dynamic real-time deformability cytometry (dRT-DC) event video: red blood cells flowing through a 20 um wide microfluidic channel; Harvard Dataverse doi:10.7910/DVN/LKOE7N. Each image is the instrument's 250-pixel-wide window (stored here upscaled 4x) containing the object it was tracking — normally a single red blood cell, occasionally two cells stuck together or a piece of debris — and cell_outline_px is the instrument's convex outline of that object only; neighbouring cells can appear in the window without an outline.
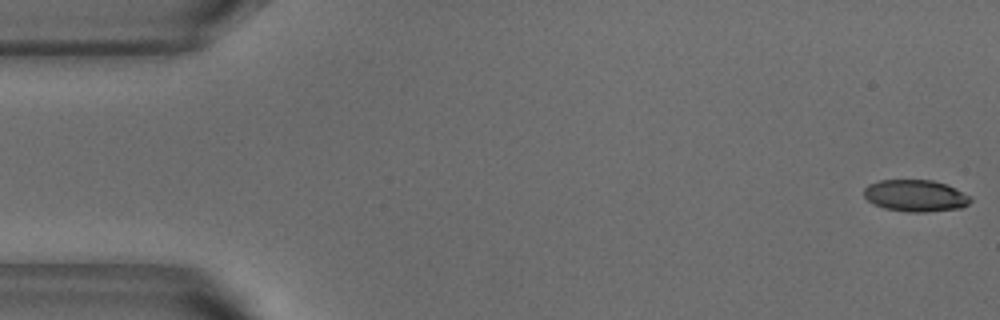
{"species": "common noctule bat (a hibernating species)", "species_latin": "Nyctalus noctula", "temperature_condition": "warm", "stored_images_in_passage": 52, "camera_frame_rate_fps": 3000, "um_per_image_px": 0.085, "animal": {"sex": "male", "body_mass_g": 18.8}, "frame": {"image": 1, "passage_image": 1, "time_ms": 0.0, "image_size_px": [1000, 320], "cell_outline_px": [[972, 200], [968, 204], [960, 208], [928, 212], [908, 212], [884, 208], [872, 204], [864, 196], [864, 188], [868, 184], [880, 180], [932, 180], [944, 184], [972, 196]], "centroid_in_image_um": [77.8, 16.64], "position_along_channel_um": 7.2, "area_um2": 19.77}}
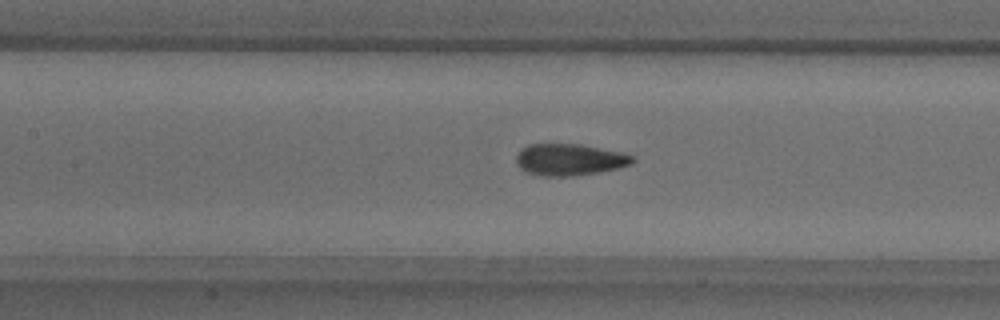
{"frame": {"image": 2, "passage_image": 23, "time_ms": 7.333, "image_size_px": [1000, 320], "cell_outline_px": [[636, 160], [632, 164], [600, 172], [572, 176], [540, 176], [524, 172], [516, 164], [516, 156], [520, 148], [528, 144], [580, 144], [620, 152], [632, 156]], "centroid_in_image_um": [48.35, 13.57], "position_along_channel_um": 159.0, "area_um2": 21.62}}
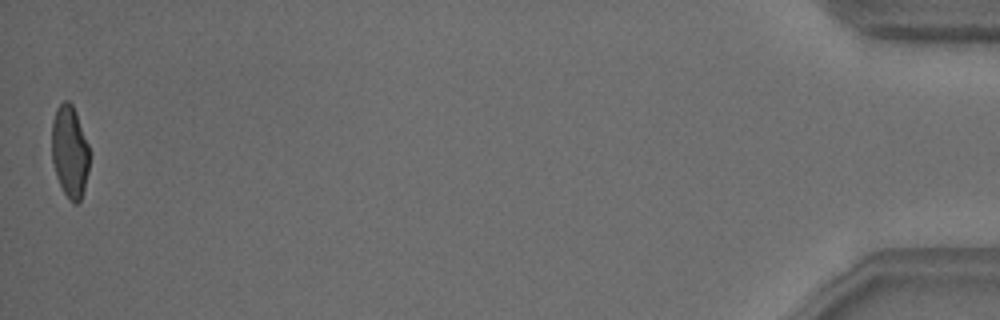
{"frame": {"image": 3, "passage_image": 52, "time_ms": 17.0, "image_size_px": [1000, 320], "cell_outline_px": [[88, 172], [84, 188], [80, 200], [76, 204], [64, 192], [56, 176], [52, 160], [52, 120], [56, 108], [64, 100], [68, 100], [72, 104], [76, 112], [88, 144]], "centroid_in_image_um": [5.91, 12.84], "position_along_channel_um": 429.3, "area_um2": 19.94}, "authors_computed_cell_mechanics": {"area_um2": 21.4438, "velocity_mm_per_s": 3.8154, "shape_relaxation_time_tau1_ms": 3.7993, "shape_relaxation_time_tau2_ms": 0.8267, "deformation_change_tau1": 0.1545, "deformation_change_tau2": 0.068}}